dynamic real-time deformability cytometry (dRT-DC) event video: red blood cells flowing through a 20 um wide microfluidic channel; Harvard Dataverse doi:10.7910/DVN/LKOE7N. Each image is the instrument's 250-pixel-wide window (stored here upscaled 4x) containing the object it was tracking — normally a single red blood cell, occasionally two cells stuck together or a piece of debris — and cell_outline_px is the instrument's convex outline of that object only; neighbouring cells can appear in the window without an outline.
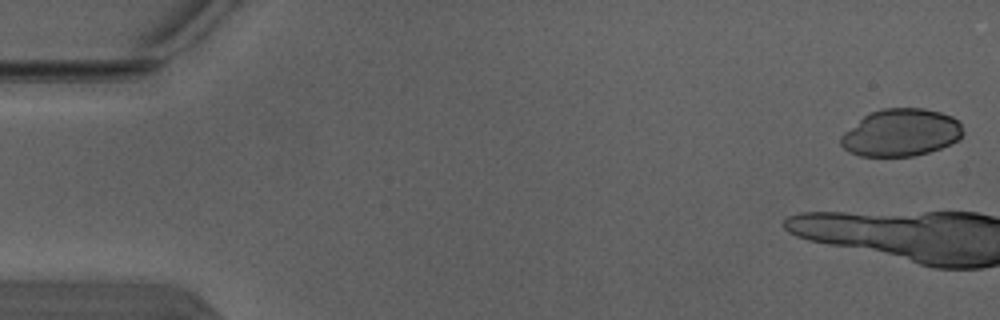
{"species": "Egyptian fruit bat (a non-hibernating species)", "species_latin": "Rousettus aegyptiacus", "temperature_condition": "warm", "stored_images_in_passage": 5, "camera_frame_rate_fps": 3000, "um_per_image_px": 0.085, "animal": {"sex": "male"}, "frame": {"image": 1, "passage_image": 1, "time_ms": 0.0, "image_size_px": [1000, 320], "cell_outline_px": [[964, 132], [956, 140], [940, 148], [916, 156], [860, 156], [848, 152], [840, 144], [840, 136], [844, 132], [864, 116], [880, 108], [924, 108], [940, 112], [952, 116], [960, 124]], "centroid_in_image_um": [76.55, 11.27], "position_along_channel_um": 8.4, "area_um2": 33.58}}